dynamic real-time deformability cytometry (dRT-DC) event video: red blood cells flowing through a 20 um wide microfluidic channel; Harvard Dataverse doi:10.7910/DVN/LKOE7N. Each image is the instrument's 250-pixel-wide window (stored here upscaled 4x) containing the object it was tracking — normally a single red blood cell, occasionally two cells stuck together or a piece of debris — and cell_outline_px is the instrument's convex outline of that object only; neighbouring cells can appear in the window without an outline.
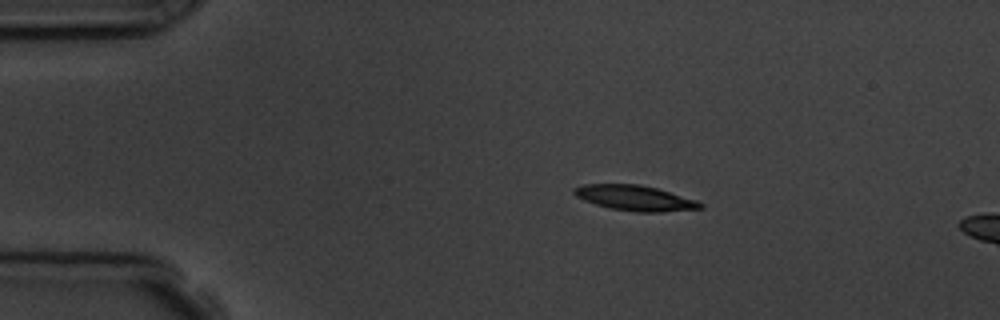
{"species": "common noctule bat (a hibernating species)", "species_latin": "Nyctalus noctula", "temperature_condition": "room temperature", "stored_images_in_passage": 4, "segment_of_instrument_passage": [1, 2], "camera_frame_rate_fps": 3000, "um_per_image_px": 0.085, "animal": {"sex": "male", "body_mass_g": 19.5, "forearm_length_mm": 54.6}, "frame": {"image": 1, "passage_image": 2, "time_ms": 1.0, "image_size_px": [1000, 320], "cell_outline_px": [[704, 208], [660, 212], [636, 212], [612, 208], [596, 204], [584, 200], [576, 196], [572, 192], [572, 188], [584, 184], [640, 184], [656, 188], [696, 200], [704, 204]], "centroid_in_image_um": [53.96, 16.82], "position_along_channel_um": 31.0, "area_um2": 18.5}}